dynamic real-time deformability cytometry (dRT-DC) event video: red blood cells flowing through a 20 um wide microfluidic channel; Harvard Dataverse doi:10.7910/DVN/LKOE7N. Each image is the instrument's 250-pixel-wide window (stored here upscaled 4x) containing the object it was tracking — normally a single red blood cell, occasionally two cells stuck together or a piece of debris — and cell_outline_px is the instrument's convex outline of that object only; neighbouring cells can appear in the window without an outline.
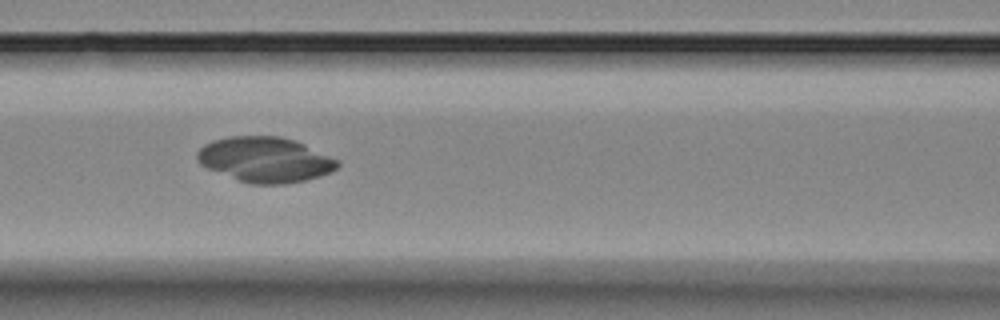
{"species": "Egyptian fruit bat (a non-hibernating species)", "species_latin": "Rousettus aegyptiacus", "temperature_condition": "room temperature", "stored_images_in_passage": 7, "camera_frame_rate_fps": 3000, "um_per_image_px": 0.085, "animal": {"sex": "female"}, "frame": {"image": 1, "passage_image": 5, "time_ms": 4.667, "image_size_px": [1000, 320], "cell_outline_px": [[340, 164], [336, 168], [320, 176], [304, 180], [284, 184], [252, 184], [240, 180], [208, 168], [200, 164], [196, 160], [196, 152], [204, 144], [212, 140], [228, 136], [280, 136], [296, 140], [340, 160]], "centroid_in_image_um": [22.53, 13.55], "position_along_channel_um": 144.1, "area_um2": 36.93}}
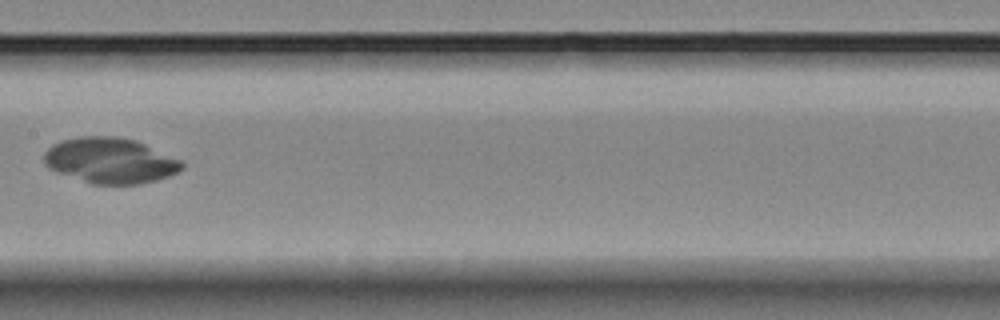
{"frame": {"image": 2, "passage_image": 6, "time_ms": 6.0, "image_size_px": [1000, 320], "cell_outline_px": [[184, 168], [180, 172], [156, 180], [140, 184], [92, 184], [56, 172], [48, 168], [44, 164], [44, 152], [52, 144], [60, 140], [80, 136], [116, 136], [136, 140], [180, 160], [184, 164]], "centroid_in_image_um": [9.34, 13.64], "position_along_channel_um": 198.1, "area_um2": 36.82}}
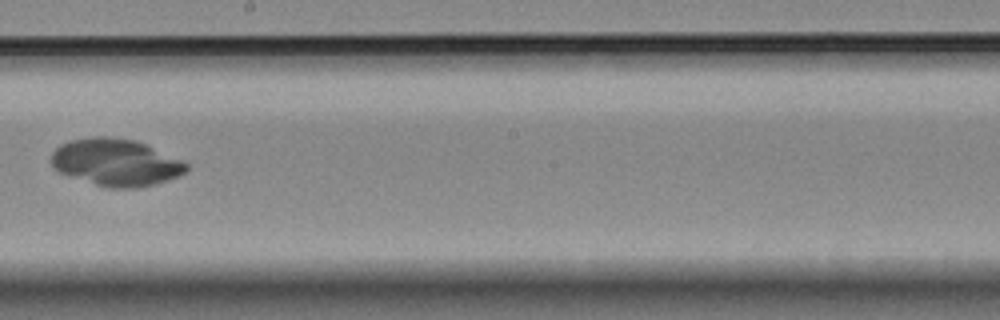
{"frame": {"image": 3, "passage_image": 7, "time_ms": 7.0, "image_size_px": [1000, 320], "cell_outline_px": [[188, 168], [184, 172], [168, 180], [156, 184], [136, 188], [108, 188], [60, 172], [52, 164], [52, 152], [60, 144], [68, 140], [96, 136], [108, 136], [136, 140], [184, 160], [188, 164]], "centroid_in_image_um": [9.88, 13.79], "position_along_channel_um": 238.3, "area_um2": 36.99}}